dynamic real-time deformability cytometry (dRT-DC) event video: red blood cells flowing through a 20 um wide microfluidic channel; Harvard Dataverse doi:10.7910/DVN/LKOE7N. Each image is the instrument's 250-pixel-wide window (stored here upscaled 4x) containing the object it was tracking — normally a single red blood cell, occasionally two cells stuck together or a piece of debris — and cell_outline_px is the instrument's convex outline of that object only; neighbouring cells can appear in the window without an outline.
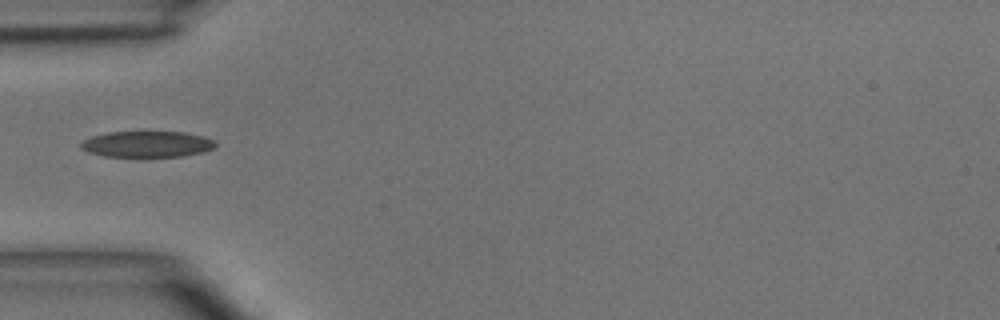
{"species": "common noctule bat (a hibernating species)", "species_latin": "Nyctalus noctula", "temperature_condition": "room temperature", "stored_images_in_passage": 2, "camera_frame_rate_fps": 3000, "um_per_image_px": 0.085, "animal": {"sex": "male", "body_mass_g": 15.6}, "frame": {"image": 1, "passage_image": 1, "time_ms": 0.0, "image_size_px": [1000, 320], "cell_outline_px": [[216, 148], [204, 152], [180, 156], [144, 160], [136, 160], [104, 156], [88, 152], [80, 148], [80, 144], [84, 140], [92, 136], [108, 132], [184, 132], [204, 136], [216, 140]], "centroid_in_image_um": [12.51, 12.31], "position_along_channel_um": 72.5, "area_um2": 21.68}}
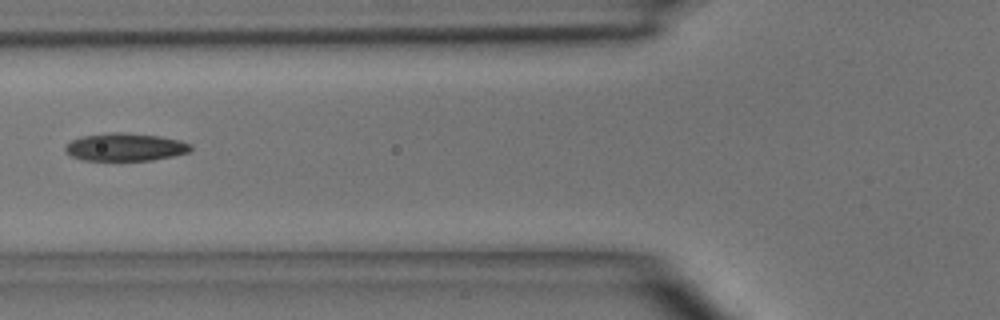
{"frame": {"image": 2, "passage_image": 2, "time_ms": 1.0, "image_size_px": [1000, 320], "cell_outline_px": [[192, 148], [188, 152], [172, 156], [152, 160], [84, 160], [72, 156], [64, 152], [64, 148], [72, 140], [80, 136], [112, 132], [124, 132], [160, 136], [180, 140], [192, 144]], "centroid_in_image_um": [10.64, 12.49], "position_along_channel_um": 115.2, "area_um2": 20.35}}